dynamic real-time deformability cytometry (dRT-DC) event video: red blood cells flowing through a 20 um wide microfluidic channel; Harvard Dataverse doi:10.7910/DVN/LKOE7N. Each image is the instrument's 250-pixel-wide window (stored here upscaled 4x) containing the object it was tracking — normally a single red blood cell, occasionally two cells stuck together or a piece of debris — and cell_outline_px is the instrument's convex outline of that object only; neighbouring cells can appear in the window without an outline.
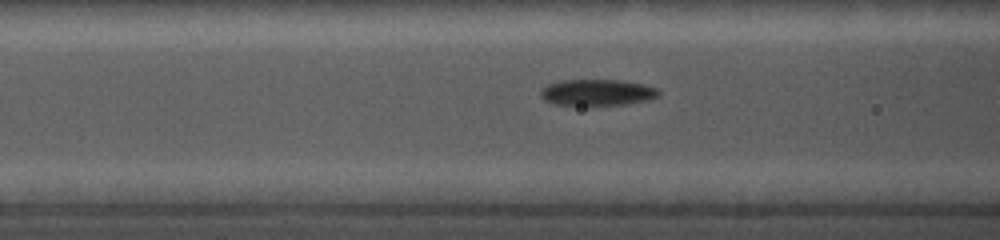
{"species": "common noctule bat (a hibernating species)", "species_latin": "Nyctalus noctula", "temperature_condition": "cold", "stored_images_in_passage": 8, "camera_frame_rate_fps": 5000, "um_per_image_px": 0.085, "animal": {"sex": "female", "body_mass_g": 19.0, "forearm_length_mm": 56.7}, "frame": {"image": 1, "passage_image": 6, "time_ms": 2.2, "image_size_px": [1000, 240], "cell_outline_px": [[660, 92], [656, 96], [648, 100], [624, 104], [592, 108], [552, 104], [544, 100], [540, 96], [540, 88], [548, 84], [560, 80], [620, 80], [644, 84], [656, 88]], "centroid_in_image_um": [50.68, 7.9], "position_along_channel_um": 115.9, "area_um2": 18.9}}